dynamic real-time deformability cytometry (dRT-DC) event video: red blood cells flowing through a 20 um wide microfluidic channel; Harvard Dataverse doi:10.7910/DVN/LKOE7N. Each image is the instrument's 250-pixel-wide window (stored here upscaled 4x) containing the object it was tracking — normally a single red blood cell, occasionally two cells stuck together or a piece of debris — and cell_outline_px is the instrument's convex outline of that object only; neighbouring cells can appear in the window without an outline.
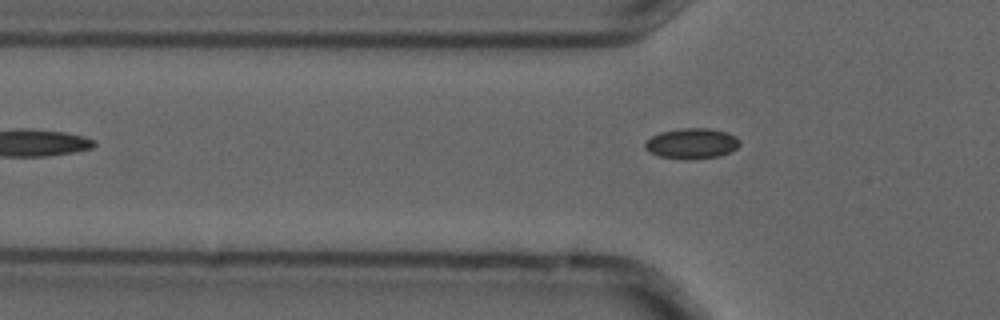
{"species": "common noctule bat (a hibernating species)", "species_latin": "Nyctalus noctula", "temperature_condition": "cold", "stored_images_in_passage": 6, "camera_frame_rate_fps": 3000, "um_per_image_px": 0.085, "animal": {"sex": "male", "forearm_length_mm": 52.5}, "frame": {"image": 1, "passage_image": 5, "time_ms": 1.333, "image_size_px": [1000, 320], "cell_outline_px": [[740, 144], [736, 148], [720, 156], [692, 160], [684, 160], [660, 156], [648, 152], [644, 148], [644, 144], [652, 136], [660, 132], [680, 128], [708, 128], [728, 132], [736, 136], [740, 140]], "centroid_in_image_um": [58.8, 12.2], "position_along_channel_um": 67.0, "area_um2": 17.05}}
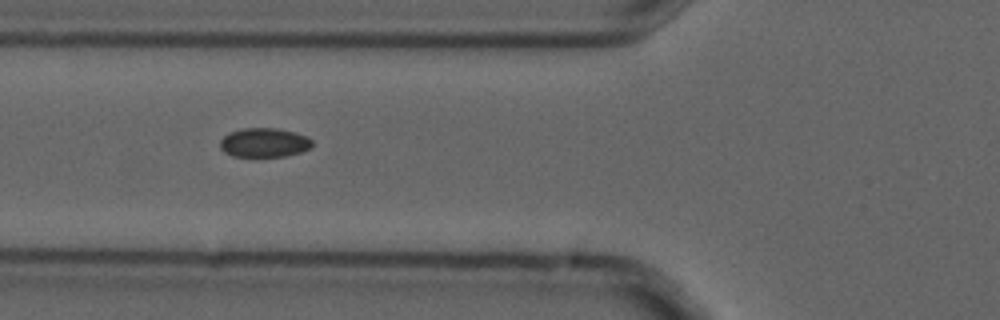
{"frame": {"image": 2, "passage_image": 6, "time_ms": 1.667, "image_size_px": [1000, 320], "cell_outline_px": [[312, 148], [300, 152], [284, 156], [232, 156], [224, 152], [220, 148], [220, 140], [228, 132], [244, 128], [276, 128], [296, 132], [308, 136], [312, 140]], "centroid_in_image_um": [22.47, 12.11], "position_along_channel_um": 103.3, "area_um2": 15.78}}